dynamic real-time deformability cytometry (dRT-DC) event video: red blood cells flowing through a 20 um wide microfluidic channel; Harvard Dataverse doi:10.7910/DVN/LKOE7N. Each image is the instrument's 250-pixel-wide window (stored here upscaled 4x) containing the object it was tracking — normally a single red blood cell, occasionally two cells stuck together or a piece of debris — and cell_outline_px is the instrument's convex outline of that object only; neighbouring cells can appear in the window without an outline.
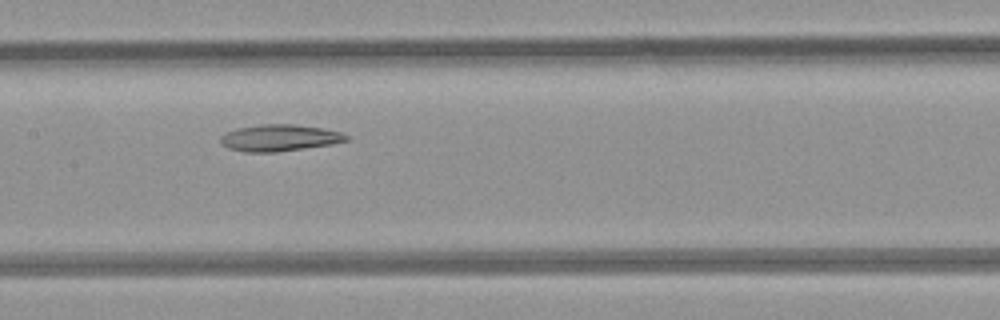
{"species": "common noctule bat (a hibernating species)", "species_latin": "Nyctalus noctula", "temperature_condition": "room temperature", "stored_images_in_passage": 6, "camera_frame_rate_fps": 3000, "um_per_image_px": 0.085, "animal": {"sex": "female", "body_mass_g": 21.9}, "frame": {"image": 1, "passage_image": 4, "time_ms": 4.0, "image_size_px": [1000, 320], "cell_outline_px": [[352, 140], [332, 144], [276, 152], [244, 152], [228, 148], [220, 140], [220, 136], [224, 132], [236, 128], [260, 124], [296, 124], [320, 128], [340, 132], [348, 136]], "centroid_in_image_um": [23.75, 11.71], "position_along_channel_um": 183.7, "area_um2": 19.59}}
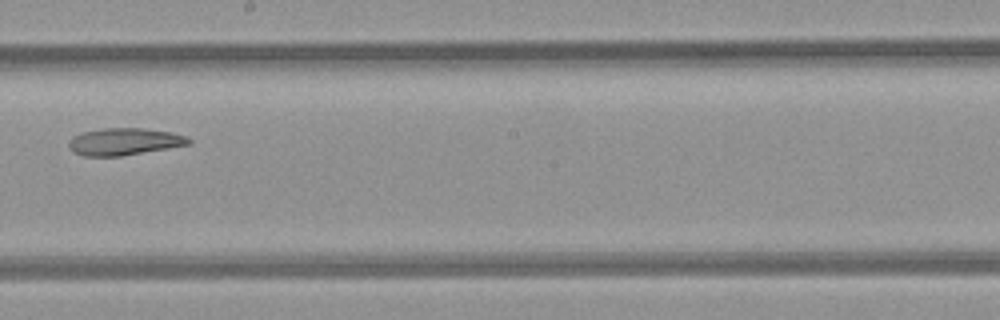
{"frame": {"image": 2, "passage_image": 5, "time_ms": 5.333, "image_size_px": [1000, 320], "cell_outline_px": [[192, 144], [120, 156], [84, 156], [72, 152], [68, 148], [68, 140], [72, 136], [84, 132], [104, 128], [144, 128], [172, 132], [184, 136], [192, 140]], "centroid_in_image_um": [10.54, 12.04], "position_along_channel_um": 237.7, "area_um2": 19.02}}
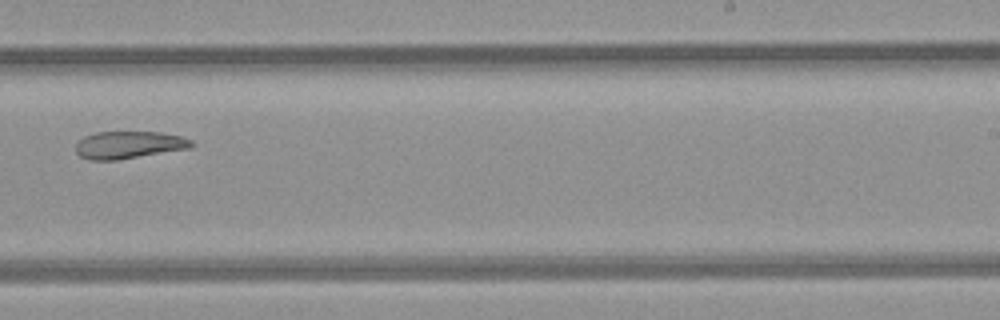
{"frame": {"image": 3, "passage_image": 6, "time_ms": 6.333, "image_size_px": [1000, 320], "cell_outline_px": [[196, 144], [192, 148], [116, 160], [88, 160], [80, 156], [76, 152], [76, 144], [84, 136], [96, 132], [160, 132], [180, 136], [192, 140]], "centroid_in_image_um": [10.97, 12.32], "position_along_channel_um": 278.0, "area_um2": 18.55}}